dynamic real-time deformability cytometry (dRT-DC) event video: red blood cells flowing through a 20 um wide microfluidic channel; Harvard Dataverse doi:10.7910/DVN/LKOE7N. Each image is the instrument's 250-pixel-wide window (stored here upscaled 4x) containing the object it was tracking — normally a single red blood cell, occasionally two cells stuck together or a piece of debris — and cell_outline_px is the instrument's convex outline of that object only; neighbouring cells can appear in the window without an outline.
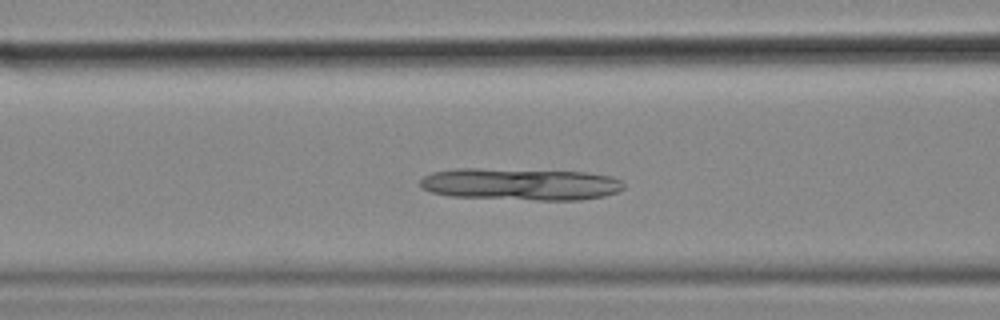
{"species": "common noctule bat (a hibernating species)", "species_latin": "Nyctalus noctula", "temperature_condition": "cold", "stored_images_in_passage": 27, "camera_frame_rate_fps": 3000, "um_per_image_px": 0.085, "animal": {"sex": "female", "body_mass_g": 18.4}, "frame": {"image": 1, "passage_image": 5, "time_ms": 1.333, "image_size_px": [1000, 320], "cell_outline_px": [[624, 188], [616, 192], [604, 196], [580, 200], [536, 200], [452, 196], [432, 192], [424, 188], [420, 184], [420, 180], [424, 176], [432, 172], [456, 168], [480, 168], [584, 172], [612, 176], [620, 180], [624, 184]], "centroid_in_image_um": [44.25, 15.65], "position_along_channel_um": 122.3, "area_um2": 37.97}}
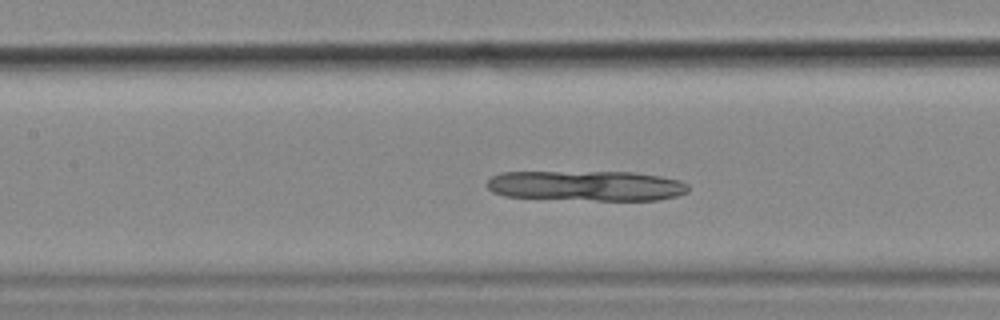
{"frame": {"image": 2, "passage_image": 8, "time_ms": 2.333, "image_size_px": [1000, 320], "cell_outline_px": [[688, 192], [676, 196], [656, 200], [596, 200], [504, 196], [492, 192], [488, 188], [488, 180], [492, 176], [500, 172], [632, 172], [660, 176], [680, 180], [688, 184]], "centroid_in_image_um": [49.86, 15.78], "position_along_channel_um": 157.5, "area_um2": 35.37}}